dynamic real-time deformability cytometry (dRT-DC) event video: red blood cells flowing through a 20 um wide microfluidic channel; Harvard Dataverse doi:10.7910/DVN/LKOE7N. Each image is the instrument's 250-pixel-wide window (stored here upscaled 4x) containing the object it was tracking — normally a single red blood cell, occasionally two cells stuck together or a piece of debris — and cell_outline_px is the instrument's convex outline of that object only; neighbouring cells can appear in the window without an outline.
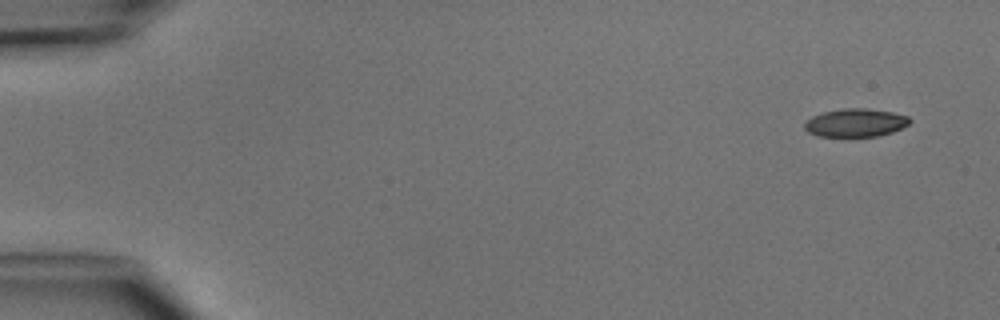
{"species": "common noctule bat (a hibernating species)", "species_latin": "Nyctalus noctula", "temperature_condition": "cold", "stored_images_in_passage": 6, "camera_frame_rate_fps": 3000, "um_per_image_px": 0.085, "animal": {"sex": "male", "body_mass_g": 15.6}, "frame": {"image": 1, "passage_image": 1, "time_ms": 0.0, "image_size_px": [1000, 320], "cell_outline_px": [[912, 120], [908, 124], [892, 132], [876, 136], [816, 136], [808, 132], [804, 128], [804, 124], [812, 116], [824, 112], [844, 108], [864, 108], [892, 112], [908, 116]], "centroid_in_image_um": [72.71, 10.43], "position_along_channel_um": 12.3, "area_um2": 17.11}}
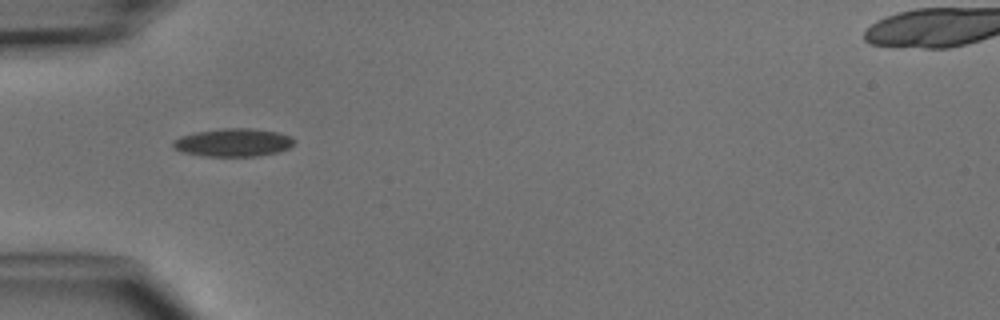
{"frame": {"image": 2, "passage_image": 4, "time_ms": 4.333, "image_size_px": [1000, 320], "cell_outline_px": [[296, 140], [288, 148], [276, 152], [256, 156], [204, 156], [184, 152], [176, 148], [172, 144], [172, 140], [180, 136], [196, 132], [224, 128], [252, 128], [276, 132], [292, 136]], "centroid_in_image_um": [19.83, 12.1], "position_along_channel_um": 65.2, "area_um2": 19.65}}
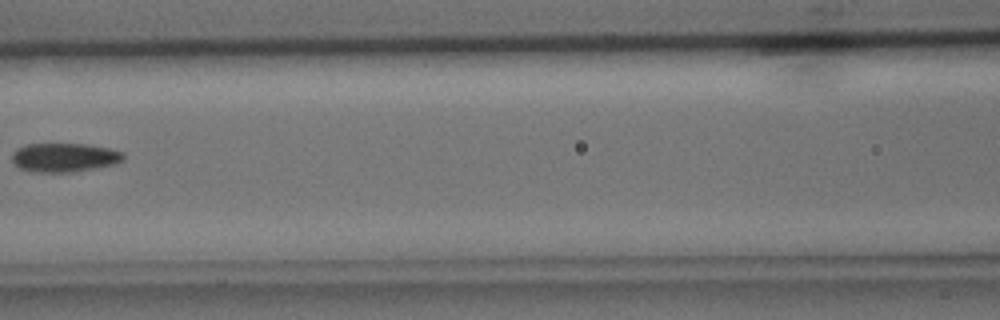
{"frame": {"image": 3, "passage_image": 6, "time_ms": 6.667, "image_size_px": [1000, 320], "cell_outline_px": [[124, 160], [116, 164], [72, 172], [32, 172], [20, 168], [12, 160], [12, 152], [16, 148], [24, 144], [84, 144], [108, 148], [124, 152]], "centroid_in_image_um": [5.46, 13.38], "position_along_channel_um": 161.1, "area_um2": 18.84}}